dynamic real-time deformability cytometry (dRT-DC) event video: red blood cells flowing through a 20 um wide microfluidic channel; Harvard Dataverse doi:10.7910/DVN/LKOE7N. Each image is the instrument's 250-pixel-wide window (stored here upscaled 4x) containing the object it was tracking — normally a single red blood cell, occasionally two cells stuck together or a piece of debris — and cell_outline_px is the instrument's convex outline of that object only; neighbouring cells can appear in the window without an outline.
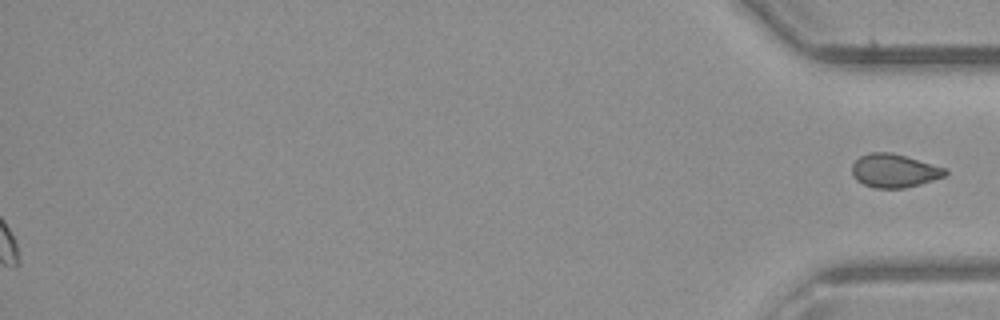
{"species": "common noctule bat (a hibernating species)", "species_latin": "Nyctalus noctula", "temperature_condition": "room temperature", "stored_images_in_passage": 42, "segment_of_instrument_passage": [2, 2], "camera_frame_rate_fps": 3000, "um_per_image_px": 0.085, "animal": {"sex": "male", "body_mass_g": 23.1, "forearm_length_mm": 52.7}, "frame": {"image": 1, "passage_image": 42, "time_ms": 13.667, "image_size_px": [1000, 320], "cell_outline_px": [[948, 172], [944, 176], [920, 184], [904, 188], [876, 188], [864, 184], [856, 180], [852, 176], [852, 164], [860, 156], [868, 152], [892, 152], [948, 168]], "centroid_in_image_um": [76.01, 14.5], "position_along_channel_um": 359.2, "area_um2": 18.32}}